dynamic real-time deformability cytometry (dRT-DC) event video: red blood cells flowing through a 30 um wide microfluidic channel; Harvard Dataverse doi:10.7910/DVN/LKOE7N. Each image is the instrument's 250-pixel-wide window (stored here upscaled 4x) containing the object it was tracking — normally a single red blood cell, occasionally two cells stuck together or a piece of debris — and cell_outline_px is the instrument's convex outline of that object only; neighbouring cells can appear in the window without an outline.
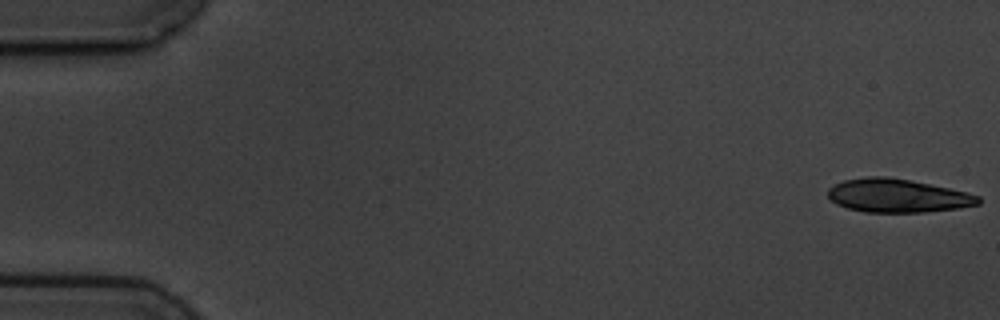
{"species": "common noctule bat (a hibernating species)", "species_latin": "Nyctalus noctula", "temperature_condition": "cold", "stored_images_in_passage": 7, "camera_frame_rate_fps": 3000, "um_per_image_px": 0.085, "animal": {"sex": "male", "body_mass_g": 19.5, "forearm_length_mm": 54.6}, "frame": {"image": 1, "passage_image": 1, "time_ms": 0.0, "image_size_px": [1000, 320], "cell_outline_px": [[980, 204], [960, 208], [924, 212], [864, 212], [848, 208], [836, 204], [828, 196], [828, 188], [844, 180], [868, 176], [888, 176], [912, 180], [968, 192], [980, 196]], "centroid_in_image_um": [76.31, 16.63], "position_along_channel_um": 8.7, "area_um2": 29.48}}
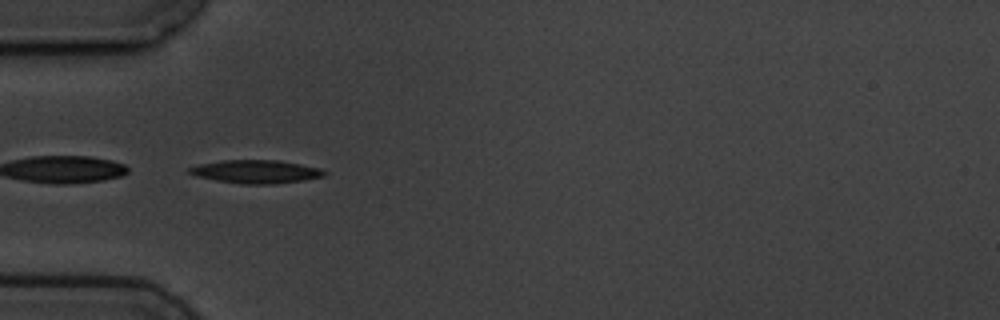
{"frame": {"image": 2, "passage_image": 6, "time_ms": 5.667, "image_size_px": [1000, 320], "cell_outline_px": [[328, 172], [324, 176], [304, 180], [276, 184], [240, 184], [216, 180], [196, 176], [188, 172], [188, 168], [196, 164], [220, 160], [280, 160], [320, 168]], "centroid_in_image_um": [21.74, 14.58], "position_along_channel_um": 63.3, "area_um2": 18.5}}
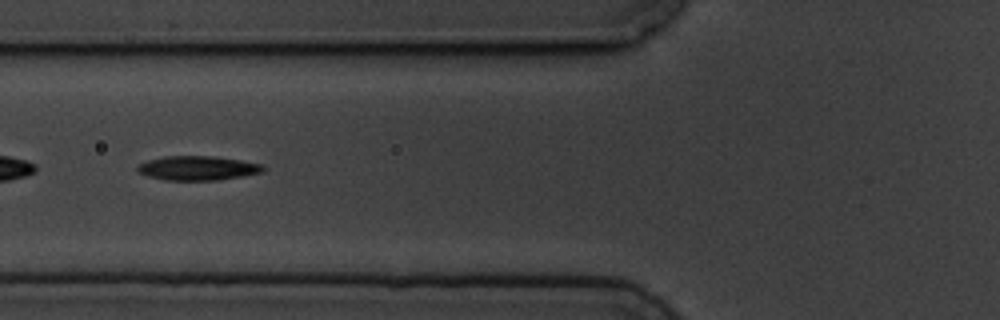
{"frame": {"image": 3, "passage_image": 7, "time_ms": 7.0, "image_size_px": [1000, 320], "cell_outline_px": [[268, 168], [264, 172], [244, 176], [220, 180], [164, 180], [148, 176], [140, 172], [136, 168], [140, 164], [148, 160], [164, 156], [212, 156], [240, 160], [264, 164]], "centroid_in_image_um": [16.89, 14.29], "position_along_channel_um": 108.9, "area_um2": 17.92}}